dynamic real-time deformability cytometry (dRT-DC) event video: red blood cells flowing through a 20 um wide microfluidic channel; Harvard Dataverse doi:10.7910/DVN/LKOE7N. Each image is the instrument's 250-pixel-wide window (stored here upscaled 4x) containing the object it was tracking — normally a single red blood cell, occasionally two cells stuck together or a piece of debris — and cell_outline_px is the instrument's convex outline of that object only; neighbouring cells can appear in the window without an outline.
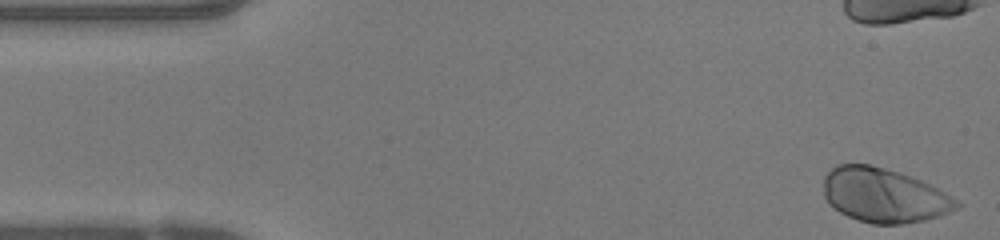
{"species": "human", "species_latin": "Homo sapiens", "temperature_condition": "warm", "stored_images_in_passage": 36, "camera_frame_rate_fps": 3000, "um_per_image_px": 0.085, "donor": {"sex": "female"}, "frame": {"image": 1, "passage_image": 1, "time_ms": 0.0, "image_size_px": [1000, 240], "cell_outline_px": [[964, 204], [940, 216], [924, 220], [900, 224], [872, 224], [848, 216], [840, 212], [828, 204], [824, 196], [824, 176], [836, 164], [868, 164], [900, 172], [920, 180], [952, 196]], "centroid_in_image_um": [75.13, 16.6], "position_along_channel_um": 9.9, "area_um2": 42.02}}
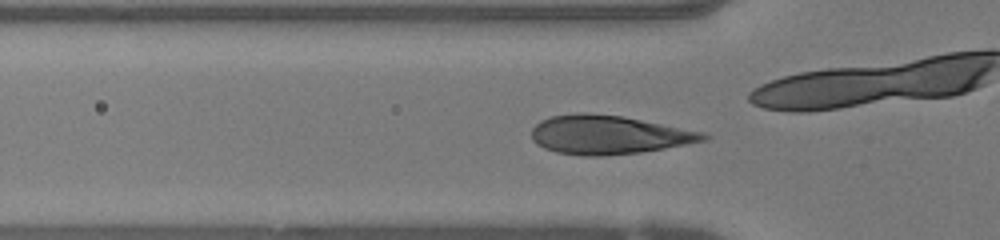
{"frame": {"image": 2, "passage_image": 14, "time_ms": 4.333, "image_size_px": [1000, 240], "cell_outline_px": [[712, 136], [708, 140], [664, 148], [640, 152], [604, 156], [580, 156], [556, 152], [544, 148], [536, 144], [532, 140], [532, 128], [540, 120], [552, 116], [580, 112], [588, 112], [620, 116], [704, 132]], "centroid_in_image_um": [51.7, 11.46], "position_along_channel_um": 74.1, "area_um2": 38.84}}